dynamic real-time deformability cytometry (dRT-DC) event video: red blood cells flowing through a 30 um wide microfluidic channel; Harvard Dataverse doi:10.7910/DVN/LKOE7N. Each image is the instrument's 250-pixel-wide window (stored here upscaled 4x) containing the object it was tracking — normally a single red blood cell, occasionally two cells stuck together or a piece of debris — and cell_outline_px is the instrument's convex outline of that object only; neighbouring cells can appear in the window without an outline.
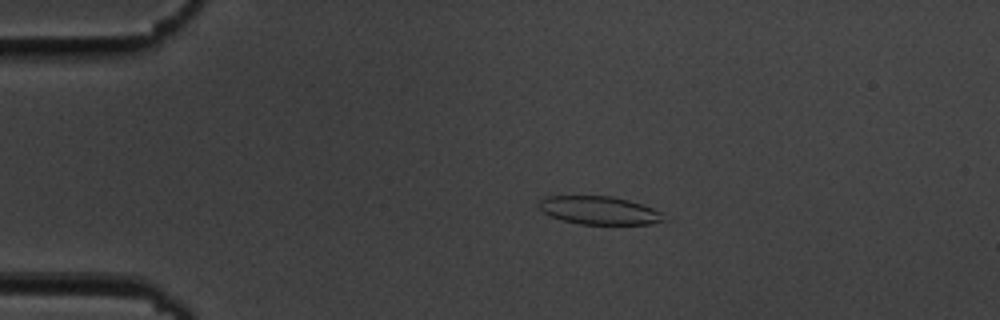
{"species": "common noctule bat (a hibernating species)", "species_latin": "Nyctalus noctula", "temperature_condition": "cold", "stored_images_in_passage": 53, "camera_frame_rate_fps": 3000, "um_per_image_px": 0.085, "animal": {"sex": "male", "body_mass_g": 19.5, "forearm_length_mm": 54.6}, "frame": {"image": 1, "passage_image": 10, "time_ms": 3.0, "image_size_px": [1000, 320], "cell_outline_px": [[668, 220], [652, 224], [580, 224], [560, 220], [544, 212], [536, 204], [544, 196], [612, 196], [628, 200], [652, 208], [660, 212]], "centroid_in_image_um": [50.92, 17.88], "position_along_channel_um": 34.1, "area_um2": 20.52}}
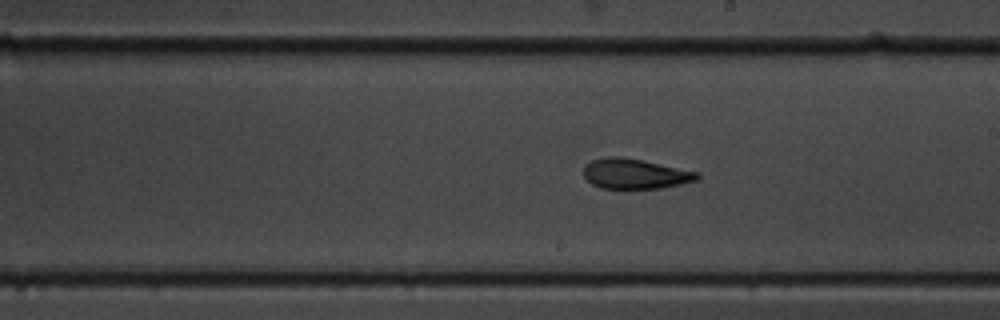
{"frame": {"image": 2, "passage_image": 30, "time_ms": 9.667, "image_size_px": [1000, 320], "cell_outline_px": [[700, 180], [660, 188], [600, 188], [592, 184], [584, 176], [584, 168], [592, 160], [608, 156], [620, 156], [644, 160], [700, 172]], "centroid_in_image_um": [54.03, 14.76], "position_along_channel_um": 235.0, "area_um2": 20.0}}
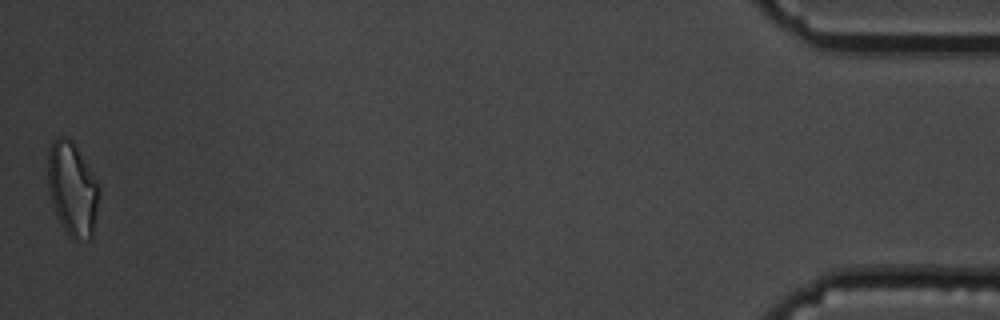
{"frame": {"image": 3, "passage_image": 53, "time_ms": 17.333, "image_size_px": [1000, 320], "cell_outline_px": [[100, 192], [92, 236], [88, 240], [72, 236], [64, 228], [56, 212], [48, 188], [48, 148], [52, 140], [56, 136], [64, 136], [72, 140], [92, 172], [100, 188]], "centroid_in_image_um": [6.15, 15.98], "position_along_channel_um": 429.0, "area_um2": 27.51}, "authors_computed_cell_mechanics": {"area_um2": 20.9814, "velocity_mm_per_s": 3.6783, "shape_relaxation_time_tau1_ms": null, "shape_relaxation_time_tau2_ms": 3.2269, "deformation_change_tau1": null, "deformation_change_tau2": 0.1134}}